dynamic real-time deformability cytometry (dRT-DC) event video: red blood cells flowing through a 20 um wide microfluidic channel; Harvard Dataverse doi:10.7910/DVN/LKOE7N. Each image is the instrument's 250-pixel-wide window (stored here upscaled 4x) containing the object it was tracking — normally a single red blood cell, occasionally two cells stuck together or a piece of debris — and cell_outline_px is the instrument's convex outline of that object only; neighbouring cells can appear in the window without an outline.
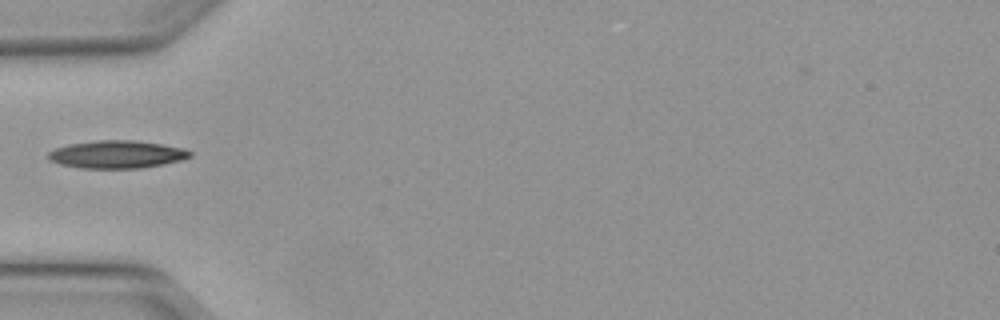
{"species": "Egyptian fruit bat (a non-hibernating species)", "species_latin": "Rousettus aegyptiacus", "temperature_condition": "warm", "stored_images_in_passage": 3, "camera_frame_rate_fps": 3000, "um_per_image_px": 0.085, "animal": {"sex": "female"}, "frame": {"image": 1, "passage_image": 1, "time_ms": 0.0, "image_size_px": [1000, 320], "cell_outline_px": [[192, 156], [184, 160], [144, 168], [80, 168], [60, 164], [48, 160], [48, 152], [56, 148], [68, 144], [96, 140], [132, 140], [160, 144], [184, 148], [192, 152]], "centroid_in_image_um": [9.95, 13.13], "position_along_channel_um": 75.1, "area_um2": 23.06}}